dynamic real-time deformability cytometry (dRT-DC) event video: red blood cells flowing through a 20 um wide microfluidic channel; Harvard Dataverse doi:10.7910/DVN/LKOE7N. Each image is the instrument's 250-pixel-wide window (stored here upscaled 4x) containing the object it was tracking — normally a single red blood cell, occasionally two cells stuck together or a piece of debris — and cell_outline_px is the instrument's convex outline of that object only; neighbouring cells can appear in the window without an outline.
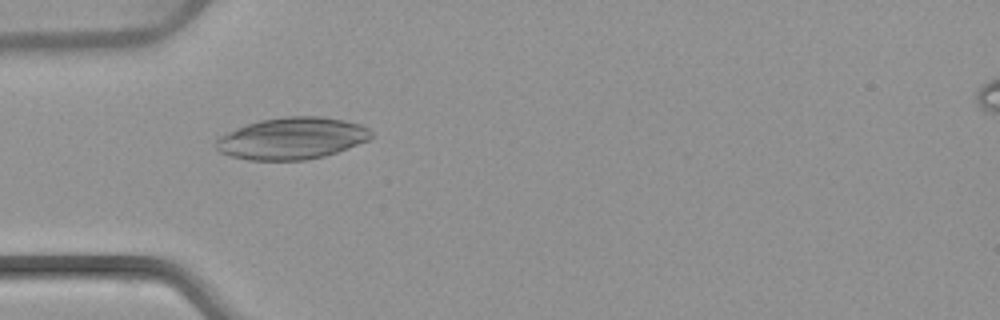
{"species": "common noctule bat (a hibernating species)", "species_latin": "Nyctalus noctula", "temperature_condition": "warm", "stored_images_in_passage": 5, "camera_frame_rate_fps": 3000, "um_per_image_px": 0.085, "animal": {"sex": "female", "body_mass_g": 22.7, "forearm_length_mm": 54.2}, "frame": {"image": 1, "passage_image": 1, "time_ms": 0.0, "image_size_px": [1000, 320], "cell_outline_px": [[372, 136], [368, 140], [336, 152], [324, 156], [304, 160], [248, 160], [232, 156], [220, 152], [216, 148], [216, 136], [236, 128], [260, 120], [288, 116], [320, 116], [344, 120], [360, 124], [368, 128], [372, 132]], "centroid_in_image_um": [24.79, 11.76], "position_along_channel_um": 60.2, "area_um2": 37.74}}
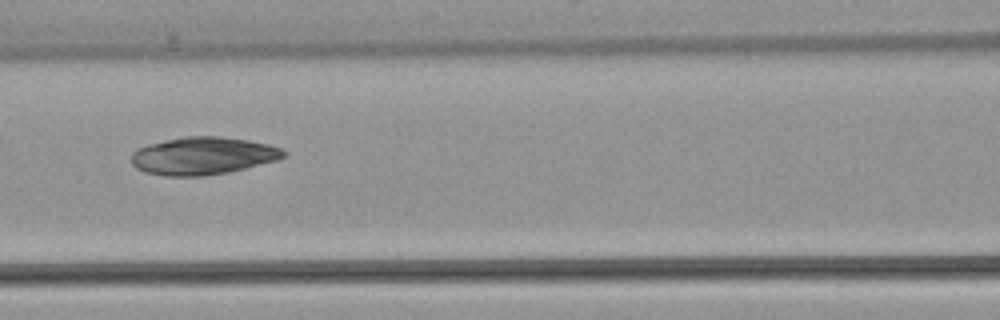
{"frame": {"image": 2, "passage_image": 3, "time_ms": 2.333, "image_size_px": [1000, 320], "cell_outline_px": [[288, 152], [284, 156], [276, 160], [228, 172], [204, 176], [164, 176], [144, 172], [136, 168], [132, 164], [132, 152], [136, 148], [148, 144], [184, 136], [220, 136], [248, 140], [268, 144], [280, 148]], "centroid_in_image_um": [17.21, 13.24], "position_along_channel_um": 149.4, "area_um2": 33.41}}
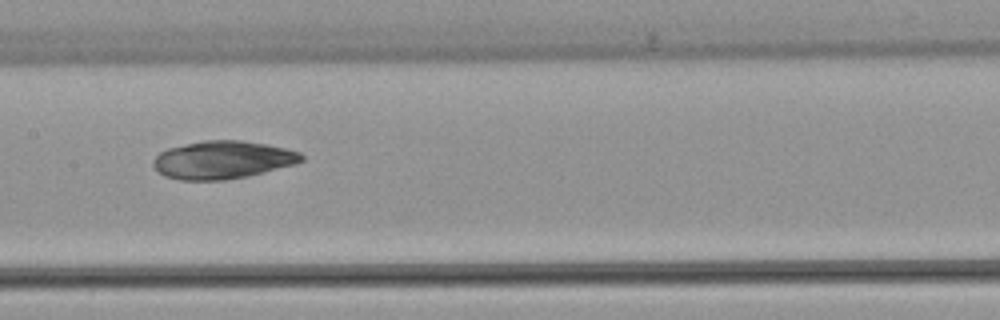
{"frame": {"image": 3, "passage_image": 4, "time_ms": 3.333, "image_size_px": [1000, 320], "cell_outline_px": [[304, 160], [296, 164], [248, 176], [224, 180], [180, 180], [164, 176], [152, 164], [152, 160], [160, 152], [168, 148], [204, 140], [240, 140], [268, 144], [300, 152], [304, 156]], "centroid_in_image_um": [18.94, 13.59], "position_along_channel_um": 188.5, "area_um2": 32.77}}